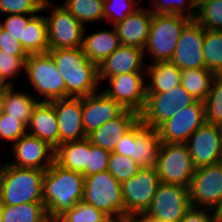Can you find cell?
Segmentation results:
<instances>
[{"instance_id":"6da1fadb","label":"cell","mask_w":222,"mask_h":222,"mask_svg":"<svg viewBox=\"0 0 222 222\" xmlns=\"http://www.w3.org/2000/svg\"><path fill=\"white\" fill-rule=\"evenodd\" d=\"M84 176L55 162L44 172L43 204L48 218H60L82 201Z\"/></svg>"},{"instance_id":"7a4b0ae2","label":"cell","mask_w":222,"mask_h":222,"mask_svg":"<svg viewBox=\"0 0 222 222\" xmlns=\"http://www.w3.org/2000/svg\"><path fill=\"white\" fill-rule=\"evenodd\" d=\"M47 53L64 79L66 98L84 97L100 91L98 66L88 60L82 47L54 49Z\"/></svg>"},{"instance_id":"3957f363","label":"cell","mask_w":222,"mask_h":222,"mask_svg":"<svg viewBox=\"0 0 222 222\" xmlns=\"http://www.w3.org/2000/svg\"><path fill=\"white\" fill-rule=\"evenodd\" d=\"M44 172L35 168H19L8 163L0 185V205L43 203Z\"/></svg>"},{"instance_id":"277c9868","label":"cell","mask_w":222,"mask_h":222,"mask_svg":"<svg viewBox=\"0 0 222 222\" xmlns=\"http://www.w3.org/2000/svg\"><path fill=\"white\" fill-rule=\"evenodd\" d=\"M178 14H154L150 23L147 43L143 49L152 59L150 64L170 61L184 27L191 21Z\"/></svg>"},{"instance_id":"5b68a950","label":"cell","mask_w":222,"mask_h":222,"mask_svg":"<svg viewBox=\"0 0 222 222\" xmlns=\"http://www.w3.org/2000/svg\"><path fill=\"white\" fill-rule=\"evenodd\" d=\"M23 71L31 88L42 98L40 102L66 98L64 79L48 53L29 54Z\"/></svg>"},{"instance_id":"8992f818","label":"cell","mask_w":222,"mask_h":222,"mask_svg":"<svg viewBox=\"0 0 222 222\" xmlns=\"http://www.w3.org/2000/svg\"><path fill=\"white\" fill-rule=\"evenodd\" d=\"M82 201L105 215L125 214L121 183L108 170L84 177Z\"/></svg>"},{"instance_id":"52a82bcc","label":"cell","mask_w":222,"mask_h":222,"mask_svg":"<svg viewBox=\"0 0 222 222\" xmlns=\"http://www.w3.org/2000/svg\"><path fill=\"white\" fill-rule=\"evenodd\" d=\"M197 100L181 85L162 93H147L140 121L157 129L163 122L176 115L179 108L192 105Z\"/></svg>"},{"instance_id":"ba28073f","label":"cell","mask_w":222,"mask_h":222,"mask_svg":"<svg viewBox=\"0 0 222 222\" xmlns=\"http://www.w3.org/2000/svg\"><path fill=\"white\" fill-rule=\"evenodd\" d=\"M161 183L188 187L195 166L185 143H162L155 165Z\"/></svg>"},{"instance_id":"9c48e42d","label":"cell","mask_w":222,"mask_h":222,"mask_svg":"<svg viewBox=\"0 0 222 222\" xmlns=\"http://www.w3.org/2000/svg\"><path fill=\"white\" fill-rule=\"evenodd\" d=\"M161 183L156 167H142L130 179L121 183L125 214L145 213Z\"/></svg>"},{"instance_id":"30bf717a","label":"cell","mask_w":222,"mask_h":222,"mask_svg":"<svg viewBox=\"0 0 222 222\" xmlns=\"http://www.w3.org/2000/svg\"><path fill=\"white\" fill-rule=\"evenodd\" d=\"M188 194L191 207L216 211L222 203V162L196 168Z\"/></svg>"},{"instance_id":"8fae6325","label":"cell","mask_w":222,"mask_h":222,"mask_svg":"<svg viewBox=\"0 0 222 222\" xmlns=\"http://www.w3.org/2000/svg\"><path fill=\"white\" fill-rule=\"evenodd\" d=\"M45 16L49 50L82 47L85 26L63 5H55Z\"/></svg>"},{"instance_id":"7c38bea8","label":"cell","mask_w":222,"mask_h":222,"mask_svg":"<svg viewBox=\"0 0 222 222\" xmlns=\"http://www.w3.org/2000/svg\"><path fill=\"white\" fill-rule=\"evenodd\" d=\"M190 208L188 187L160 183L144 214L160 221L179 222Z\"/></svg>"},{"instance_id":"4fadbf2b","label":"cell","mask_w":222,"mask_h":222,"mask_svg":"<svg viewBox=\"0 0 222 222\" xmlns=\"http://www.w3.org/2000/svg\"><path fill=\"white\" fill-rule=\"evenodd\" d=\"M204 102L197 100L185 108H179L176 115L163 122L158 128L162 143H186L190 136L204 123Z\"/></svg>"},{"instance_id":"5bb4252c","label":"cell","mask_w":222,"mask_h":222,"mask_svg":"<svg viewBox=\"0 0 222 222\" xmlns=\"http://www.w3.org/2000/svg\"><path fill=\"white\" fill-rule=\"evenodd\" d=\"M146 73H125L109 77L104 93L124 109L140 114L146 103Z\"/></svg>"},{"instance_id":"9a60e30c","label":"cell","mask_w":222,"mask_h":222,"mask_svg":"<svg viewBox=\"0 0 222 222\" xmlns=\"http://www.w3.org/2000/svg\"><path fill=\"white\" fill-rule=\"evenodd\" d=\"M195 168L222 162V132L220 125L205 122L185 143Z\"/></svg>"},{"instance_id":"2e32d148","label":"cell","mask_w":222,"mask_h":222,"mask_svg":"<svg viewBox=\"0 0 222 222\" xmlns=\"http://www.w3.org/2000/svg\"><path fill=\"white\" fill-rule=\"evenodd\" d=\"M204 38L205 29L192 19L184 27L170 61L181 70L205 68Z\"/></svg>"},{"instance_id":"e0dca14e","label":"cell","mask_w":222,"mask_h":222,"mask_svg":"<svg viewBox=\"0 0 222 222\" xmlns=\"http://www.w3.org/2000/svg\"><path fill=\"white\" fill-rule=\"evenodd\" d=\"M11 147L14 160L8 162L10 165L46 171L54 162V148L46 141L28 133Z\"/></svg>"},{"instance_id":"ac0fdd59","label":"cell","mask_w":222,"mask_h":222,"mask_svg":"<svg viewBox=\"0 0 222 222\" xmlns=\"http://www.w3.org/2000/svg\"><path fill=\"white\" fill-rule=\"evenodd\" d=\"M59 126V145L87 137L82 116V97H67L51 101Z\"/></svg>"},{"instance_id":"d6986e66","label":"cell","mask_w":222,"mask_h":222,"mask_svg":"<svg viewBox=\"0 0 222 222\" xmlns=\"http://www.w3.org/2000/svg\"><path fill=\"white\" fill-rule=\"evenodd\" d=\"M143 49L136 46L120 45L98 66L99 81L125 73H146Z\"/></svg>"},{"instance_id":"ffe728a7","label":"cell","mask_w":222,"mask_h":222,"mask_svg":"<svg viewBox=\"0 0 222 222\" xmlns=\"http://www.w3.org/2000/svg\"><path fill=\"white\" fill-rule=\"evenodd\" d=\"M124 108L102 90L82 97L83 126L86 135L117 117Z\"/></svg>"},{"instance_id":"44dd1931","label":"cell","mask_w":222,"mask_h":222,"mask_svg":"<svg viewBox=\"0 0 222 222\" xmlns=\"http://www.w3.org/2000/svg\"><path fill=\"white\" fill-rule=\"evenodd\" d=\"M140 121V114L124 109L117 117L87 135L89 141L107 151L113 152L115 146Z\"/></svg>"},{"instance_id":"7402d4cb","label":"cell","mask_w":222,"mask_h":222,"mask_svg":"<svg viewBox=\"0 0 222 222\" xmlns=\"http://www.w3.org/2000/svg\"><path fill=\"white\" fill-rule=\"evenodd\" d=\"M153 13L149 8L140 6L133 13L113 25L117 31L121 45L136 46L144 49Z\"/></svg>"},{"instance_id":"603a6c76","label":"cell","mask_w":222,"mask_h":222,"mask_svg":"<svg viewBox=\"0 0 222 222\" xmlns=\"http://www.w3.org/2000/svg\"><path fill=\"white\" fill-rule=\"evenodd\" d=\"M27 133L46 141L54 149L59 145V126L51 102L37 104L27 127Z\"/></svg>"},{"instance_id":"cb8c5ba5","label":"cell","mask_w":222,"mask_h":222,"mask_svg":"<svg viewBox=\"0 0 222 222\" xmlns=\"http://www.w3.org/2000/svg\"><path fill=\"white\" fill-rule=\"evenodd\" d=\"M110 30L98 31L85 35L83 34L82 49L88 60L99 66L109 55H111L120 45L115 27Z\"/></svg>"},{"instance_id":"d4e9b609","label":"cell","mask_w":222,"mask_h":222,"mask_svg":"<svg viewBox=\"0 0 222 222\" xmlns=\"http://www.w3.org/2000/svg\"><path fill=\"white\" fill-rule=\"evenodd\" d=\"M161 139L157 129L146 127L141 121L136 124V143H133V160L142 167H155Z\"/></svg>"},{"instance_id":"484cf974","label":"cell","mask_w":222,"mask_h":222,"mask_svg":"<svg viewBox=\"0 0 222 222\" xmlns=\"http://www.w3.org/2000/svg\"><path fill=\"white\" fill-rule=\"evenodd\" d=\"M146 78L150 80L145 82L146 93L167 92L181 85V69L171 61L147 64Z\"/></svg>"},{"instance_id":"4316f807","label":"cell","mask_w":222,"mask_h":222,"mask_svg":"<svg viewBox=\"0 0 222 222\" xmlns=\"http://www.w3.org/2000/svg\"><path fill=\"white\" fill-rule=\"evenodd\" d=\"M89 139L66 142L54 149V162L62 168L81 173L84 176Z\"/></svg>"},{"instance_id":"83f0119b","label":"cell","mask_w":222,"mask_h":222,"mask_svg":"<svg viewBox=\"0 0 222 222\" xmlns=\"http://www.w3.org/2000/svg\"><path fill=\"white\" fill-rule=\"evenodd\" d=\"M13 87L10 85L4 89V113L19 119L28 127L33 111L40 100L27 92L14 91Z\"/></svg>"},{"instance_id":"f1b7e54d","label":"cell","mask_w":222,"mask_h":222,"mask_svg":"<svg viewBox=\"0 0 222 222\" xmlns=\"http://www.w3.org/2000/svg\"><path fill=\"white\" fill-rule=\"evenodd\" d=\"M23 48L28 54L49 51L47 22L44 16L36 14L27 23L23 32Z\"/></svg>"},{"instance_id":"f546056e","label":"cell","mask_w":222,"mask_h":222,"mask_svg":"<svg viewBox=\"0 0 222 222\" xmlns=\"http://www.w3.org/2000/svg\"><path fill=\"white\" fill-rule=\"evenodd\" d=\"M216 76L207 68L181 70V86L196 100L204 102Z\"/></svg>"},{"instance_id":"4dcf8cb0","label":"cell","mask_w":222,"mask_h":222,"mask_svg":"<svg viewBox=\"0 0 222 222\" xmlns=\"http://www.w3.org/2000/svg\"><path fill=\"white\" fill-rule=\"evenodd\" d=\"M1 222H47L48 215L43 203L0 205Z\"/></svg>"},{"instance_id":"1f68e13d","label":"cell","mask_w":222,"mask_h":222,"mask_svg":"<svg viewBox=\"0 0 222 222\" xmlns=\"http://www.w3.org/2000/svg\"><path fill=\"white\" fill-rule=\"evenodd\" d=\"M205 68L217 76L222 75V31L205 29L203 41Z\"/></svg>"},{"instance_id":"d6a6232c","label":"cell","mask_w":222,"mask_h":222,"mask_svg":"<svg viewBox=\"0 0 222 222\" xmlns=\"http://www.w3.org/2000/svg\"><path fill=\"white\" fill-rule=\"evenodd\" d=\"M104 0H65L62 4L84 26L85 23L104 19Z\"/></svg>"},{"instance_id":"836d02e7","label":"cell","mask_w":222,"mask_h":222,"mask_svg":"<svg viewBox=\"0 0 222 222\" xmlns=\"http://www.w3.org/2000/svg\"><path fill=\"white\" fill-rule=\"evenodd\" d=\"M195 20L204 29L222 31V0H197Z\"/></svg>"},{"instance_id":"e575fe53","label":"cell","mask_w":222,"mask_h":222,"mask_svg":"<svg viewBox=\"0 0 222 222\" xmlns=\"http://www.w3.org/2000/svg\"><path fill=\"white\" fill-rule=\"evenodd\" d=\"M149 10L154 14H178L195 19L197 0H150Z\"/></svg>"},{"instance_id":"d590c367","label":"cell","mask_w":222,"mask_h":222,"mask_svg":"<svg viewBox=\"0 0 222 222\" xmlns=\"http://www.w3.org/2000/svg\"><path fill=\"white\" fill-rule=\"evenodd\" d=\"M207 123L222 124V75L216 76L208 97L204 101Z\"/></svg>"},{"instance_id":"8d00e7d4","label":"cell","mask_w":222,"mask_h":222,"mask_svg":"<svg viewBox=\"0 0 222 222\" xmlns=\"http://www.w3.org/2000/svg\"><path fill=\"white\" fill-rule=\"evenodd\" d=\"M50 0H0V13L9 14H37L50 8Z\"/></svg>"},{"instance_id":"74e56055","label":"cell","mask_w":222,"mask_h":222,"mask_svg":"<svg viewBox=\"0 0 222 222\" xmlns=\"http://www.w3.org/2000/svg\"><path fill=\"white\" fill-rule=\"evenodd\" d=\"M141 167L130 157L111 152L107 170L120 183L134 176Z\"/></svg>"},{"instance_id":"f35d334b","label":"cell","mask_w":222,"mask_h":222,"mask_svg":"<svg viewBox=\"0 0 222 222\" xmlns=\"http://www.w3.org/2000/svg\"><path fill=\"white\" fill-rule=\"evenodd\" d=\"M143 0H104L103 1V14L104 19L112 22V25L125 20L128 15L133 13L141 5ZM138 4V5H137Z\"/></svg>"},{"instance_id":"ab89813d","label":"cell","mask_w":222,"mask_h":222,"mask_svg":"<svg viewBox=\"0 0 222 222\" xmlns=\"http://www.w3.org/2000/svg\"><path fill=\"white\" fill-rule=\"evenodd\" d=\"M26 60L27 58L12 56L10 53L0 50V78L6 85L14 86L12 79L19 78L21 71L25 70Z\"/></svg>"},{"instance_id":"60d3db41","label":"cell","mask_w":222,"mask_h":222,"mask_svg":"<svg viewBox=\"0 0 222 222\" xmlns=\"http://www.w3.org/2000/svg\"><path fill=\"white\" fill-rule=\"evenodd\" d=\"M105 216L93 205L80 201L60 218L64 222H100Z\"/></svg>"},{"instance_id":"b9f144b4","label":"cell","mask_w":222,"mask_h":222,"mask_svg":"<svg viewBox=\"0 0 222 222\" xmlns=\"http://www.w3.org/2000/svg\"><path fill=\"white\" fill-rule=\"evenodd\" d=\"M110 153V151L95 146L89 141V152H87L84 177L107 171Z\"/></svg>"},{"instance_id":"7bdbcfd3","label":"cell","mask_w":222,"mask_h":222,"mask_svg":"<svg viewBox=\"0 0 222 222\" xmlns=\"http://www.w3.org/2000/svg\"><path fill=\"white\" fill-rule=\"evenodd\" d=\"M27 133V126L6 113L0 118V138L11 142L13 145Z\"/></svg>"},{"instance_id":"ee69618b","label":"cell","mask_w":222,"mask_h":222,"mask_svg":"<svg viewBox=\"0 0 222 222\" xmlns=\"http://www.w3.org/2000/svg\"><path fill=\"white\" fill-rule=\"evenodd\" d=\"M36 14H9L3 21L0 19V26L5 29L14 39L21 42L23 47V32L29 20Z\"/></svg>"},{"instance_id":"f6af8a7d","label":"cell","mask_w":222,"mask_h":222,"mask_svg":"<svg viewBox=\"0 0 222 222\" xmlns=\"http://www.w3.org/2000/svg\"><path fill=\"white\" fill-rule=\"evenodd\" d=\"M0 50L10 53L12 56L28 58L29 54L22 47L21 42L14 39L5 29L0 26Z\"/></svg>"},{"instance_id":"bcb514c9","label":"cell","mask_w":222,"mask_h":222,"mask_svg":"<svg viewBox=\"0 0 222 222\" xmlns=\"http://www.w3.org/2000/svg\"><path fill=\"white\" fill-rule=\"evenodd\" d=\"M215 217V210L191 207L179 222H215Z\"/></svg>"},{"instance_id":"7dc6e473","label":"cell","mask_w":222,"mask_h":222,"mask_svg":"<svg viewBox=\"0 0 222 222\" xmlns=\"http://www.w3.org/2000/svg\"><path fill=\"white\" fill-rule=\"evenodd\" d=\"M133 143H136V125L123 136L113 152L133 159Z\"/></svg>"},{"instance_id":"c3c4849f","label":"cell","mask_w":222,"mask_h":222,"mask_svg":"<svg viewBox=\"0 0 222 222\" xmlns=\"http://www.w3.org/2000/svg\"><path fill=\"white\" fill-rule=\"evenodd\" d=\"M100 222H132V217L127 214L106 215Z\"/></svg>"},{"instance_id":"681fc988","label":"cell","mask_w":222,"mask_h":222,"mask_svg":"<svg viewBox=\"0 0 222 222\" xmlns=\"http://www.w3.org/2000/svg\"><path fill=\"white\" fill-rule=\"evenodd\" d=\"M132 222H165L160 221L150 216H146L144 213L132 216Z\"/></svg>"},{"instance_id":"f907efd6","label":"cell","mask_w":222,"mask_h":222,"mask_svg":"<svg viewBox=\"0 0 222 222\" xmlns=\"http://www.w3.org/2000/svg\"><path fill=\"white\" fill-rule=\"evenodd\" d=\"M4 90L0 91V118L4 114Z\"/></svg>"},{"instance_id":"816d5d0a","label":"cell","mask_w":222,"mask_h":222,"mask_svg":"<svg viewBox=\"0 0 222 222\" xmlns=\"http://www.w3.org/2000/svg\"><path fill=\"white\" fill-rule=\"evenodd\" d=\"M7 164H8V162L7 163H1L0 162V185H1V182H2V179H3L4 170H5Z\"/></svg>"},{"instance_id":"f5cc1de1","label":"cell","mask_w":222,"mask_h":222,"mask_svg":"<svg viewBox=\"0 0 222 222\" xmlns=\"http://www.w3.org/2000/svg\"><path fill=\"white\" fill-rule=\"evenodd\" d=\"M216 216H222V203L220 206L216 209Z\"/></svg>"},{"instance_id":"db71d44e","label":"cell","mask_w":222,"mask_h":222,"mask_svg":"<svg viewBox=\"0 0 222 222\" xmlns=\"http://www.w3.org/2000/svg\"><path fill=\"white\" fill-rule=\"evenodd\" d=\"M47 222H64L61 218H48Z\"/></svg>"},{"instance_id":"11a10c76","label":"cell","mask_w":222,"mask_h":222,"mask_svg":"<svg viewBox=\"0 0 222 222\" xmlns=\"http://www.w3.org/2000/svg\"><path fill=\"white\" fill-rule=\"evenodd\" d=\"M8 85H6L3 80L0 78V91L4 90Z\"/></svg>"},{"instance_id":"9f6ffc18","label":"cell","mask_w":222,"mask_h":222,"mask_svg":"<svg viewBox=\"0 0 222 222\" xmlns=\"http://www.w3.org/2000/svg\"><path fill=\"white\" fill-rule=\"evenodd\" d=\"M215 222H222V216H216Z\"/></svg>"}]
</instances>
